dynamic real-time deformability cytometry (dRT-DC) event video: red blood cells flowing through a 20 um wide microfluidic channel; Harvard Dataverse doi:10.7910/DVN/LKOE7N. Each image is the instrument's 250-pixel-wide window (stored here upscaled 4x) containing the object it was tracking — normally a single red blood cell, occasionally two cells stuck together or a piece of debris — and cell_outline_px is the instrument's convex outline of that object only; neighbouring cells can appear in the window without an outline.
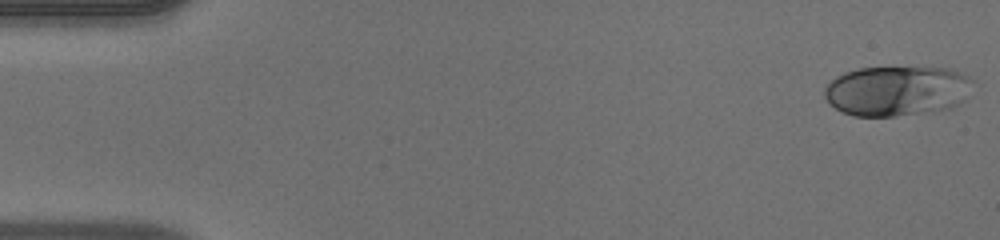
{"species": "human", "species_latin": "Homo sapiens", "temperature_condition": "warm", "stored_images_in_passage": 49, "camera_frame_rate_fps": 3000, "um_per_image_px": 0.085, "donor": {"sex": "male"}, "frame": {"image": 1, "passage_image": 1, "time_ms": 0.0, "image_size_px": [1000, 240], "cell_outline_px": [[972, 80], [964, 100], [960, 104], [952, 108], [932, 112], [892, 116], [852, 116], [836, 108], [824, 96], [824, 88], [836, 76], [844, 72], [860, 68], [948, 68], [968, 76]], "centroid_in_image_um": [76.23, 7.73], "position_along_channel_um": 8.8, "area_um2": 43.06}}
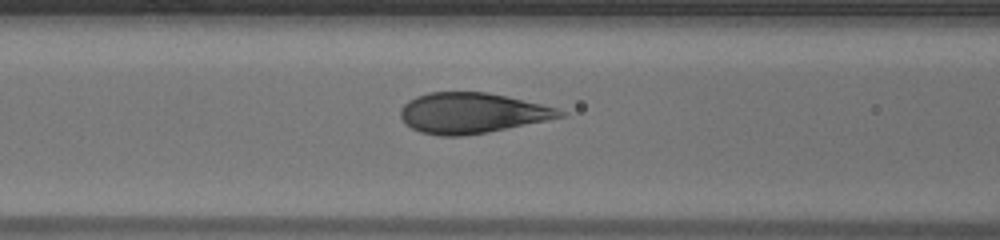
{"frame": {"image": 2, "passage_image": 20, "time_ms": 6.333, "image_size_px": [1000, 240], "cell_outline_px": [[568, 112], [564, 116], [548, 120], [488, 132], [460, 136], [440, 136], [420, 132], [404, 124], [400, 116], [400, 108], [408, 100], [416, 96], [428, 92], [484, 92], [508, 96], [556, 108]], "centroid_in_image_um": [40.08, 9.61], "position_along_channel_um": 126.5, "area_um2": 37.69}}
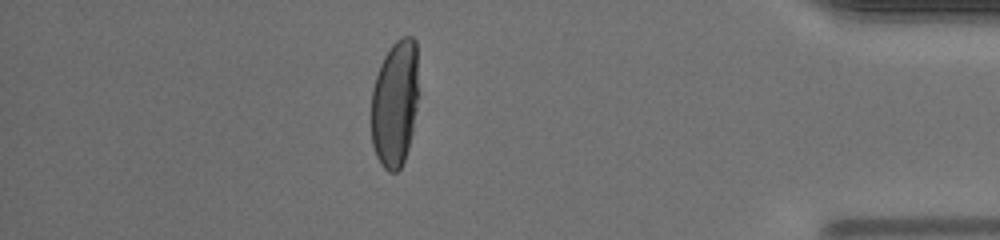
{"frame": {"image": 3, "passage_image": 43, "time_ms": 14.0, "image_size_px": [1000, 240], "cell_outline_px": [[416, 108], [412, 132], [408, 148], [404, 160], [400, 168], [396, 172], [388, 172], [384, 168], [376, 156], [372, 144], [372, 88], [380, 64], [384, 56], [392, 44], [396, 40], [404, 36], [412, 36], [416, 40]], "centroid_in_image_um": [33.55, 8.8], "position_along_channel_um": 401.7, "area_um2": 34.56}, "authors_computed_cell_mechanics": {"area_um2": 39.0728, "velocity_mm_per_s": 4.1071, "shape_relaxation_time_tau1_ms": 4.7828, "shape_relaxation_time_tau2_ms": null, "deformation_change_tau1": 0.2366, "deformation_change_tau2": null}}